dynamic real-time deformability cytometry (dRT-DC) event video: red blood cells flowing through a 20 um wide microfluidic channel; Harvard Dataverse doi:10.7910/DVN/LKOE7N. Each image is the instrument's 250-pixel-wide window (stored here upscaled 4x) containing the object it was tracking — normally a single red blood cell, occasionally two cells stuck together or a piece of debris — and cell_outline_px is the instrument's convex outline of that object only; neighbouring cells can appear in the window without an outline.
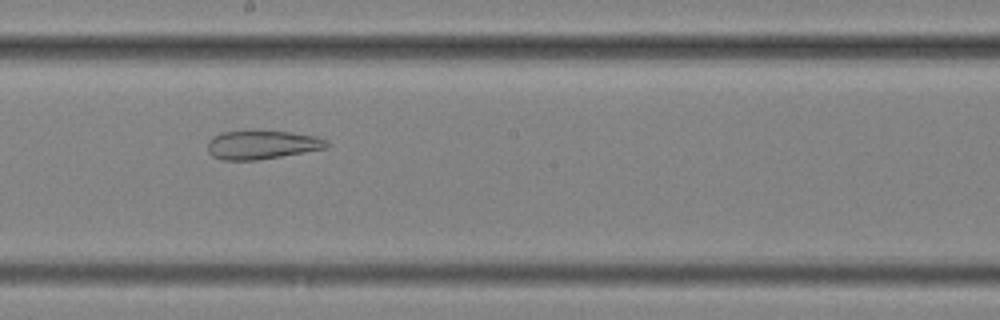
{"species": "common noctule bat (a hibernating species)", "species_latin": "Nyctalus noctula", "temperature_condition": "cold", "stored_images_in_passage": 56, "camera_frame_rate_fps": 3000, "um_per_image_px": 0.085, "animal": {"sex": "female", "body_mass_g": 25.1}, "frame": {"image": 1, "passage_image": 32, "time_ms": 10.333, "image_size_px": [1000, 320], "cell_outline_px": [[328, 148], [256, 160], [224, 160], [212, 156], [208, 152], [208, 140], [212, 136], [220, 132], [292, 132], [316, 136], [328, 140]], "centroid_in_image_um": [22.26, 12.32], "position_along_channel_um": 225.9, "area_um2": 19.65}}
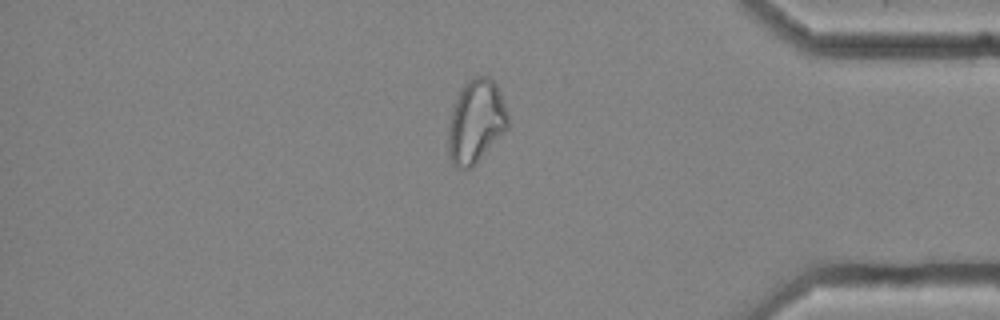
{"frame": {"image": 2, "passage_image": 48, "time_ms": 15.667, "image_size_px": [1000, 320], "cell_outline_px": [[508, 128], [476, 164], [472, 168], [456, 168], [452, 164], [448, 152], [448, 128], [452, 112], [456, 100], [464, 84], [468, 80], [476, 76], [488, 76], [496, 84], [508, 112]], "centroid_in_image_um": [40.46, 10.36], "position_along_channel_um": 394.7, "area_um2": 28.9}, "authors_computed_cell_mechanics": {"area_um2": 28.8711, "velocity_mm_per_s": 3.6024, "shape_relaxation_time_tau1_ms": null, "shape_relaxation_time_tau2_ms": 2.4492, "deformation_change_tau1": null, "deformation_change_tau2": 0.1005}}